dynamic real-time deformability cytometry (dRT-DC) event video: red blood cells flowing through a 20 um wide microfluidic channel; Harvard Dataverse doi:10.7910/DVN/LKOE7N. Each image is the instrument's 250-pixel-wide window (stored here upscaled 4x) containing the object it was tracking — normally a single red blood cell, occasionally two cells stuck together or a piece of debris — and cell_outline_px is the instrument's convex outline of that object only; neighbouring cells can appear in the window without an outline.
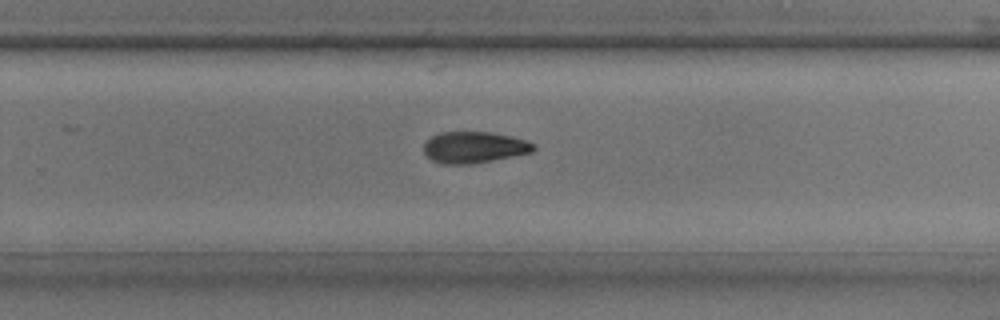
{"species": "common noctule bat (a hibernating species)", "species_latin": "Nyctalus noctula", "temperature_condition": "room temperature", "stored_images_in_passage": 21, "camera_frame_rate_fps": 3000, "um_per_image_px": 0.085, "animal": {"sex": "male", "body_mass_g": 17.9, "forearm_length_mm": 54.2}, "frame": {"image": 1, "passage_image": 12, "time_ms": 3.667, "image_size_px": [1000, 320], "cell_outline_px": [[536, 148], [532, 152], [492, 160], [468, 164], [444, 164], [432, 160], [424, 152], [424, 144], [432, 136], [440, 132], [492, 132], [512, 136], [536, 144]], "centroid_in_image_um": [40.31, 12.51], "position_along_channel_um": 289.5, "area_um2": 19.94}}